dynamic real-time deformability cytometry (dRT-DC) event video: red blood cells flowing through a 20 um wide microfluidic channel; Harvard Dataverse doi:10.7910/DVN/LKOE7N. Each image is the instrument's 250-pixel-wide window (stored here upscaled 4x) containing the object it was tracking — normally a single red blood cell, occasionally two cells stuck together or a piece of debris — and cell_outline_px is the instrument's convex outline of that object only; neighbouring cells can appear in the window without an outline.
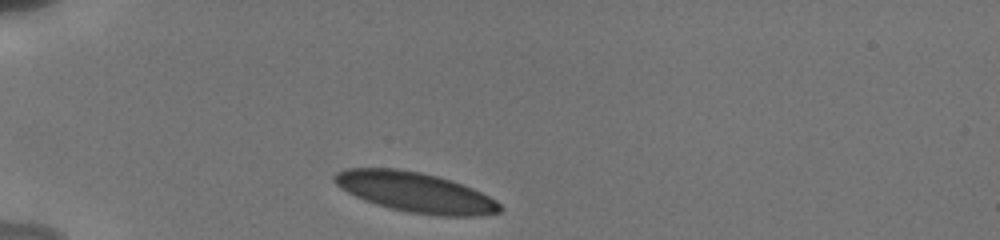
{"species": "human", "species_latin": "Homo sapiens", "temperature_condition": "cold", "stored_images_in_passage": 14, "camera_frame_rate_fps": 3000, "um_per_image_px": 0.085, "donor": {"sex": "male"}, "frame": {"image": 1, "passage_image": 1, "time_ms": 0.0, "image_size_px": [1000, 240], "cell_outline_px": [[504, 208], [500, 212], [484, 216], [440, 216], [408, 212], [376, 204], [364, 200], [340, 188], [332, 180], [332, 176], [336, 172], [344, 168], [396, 168], [420, 172], [452, 180], [472, 188], [496, 200]], "centroid_in_image_um": [35.31, 16.34], "position_along_channel_um": 49.7, "area_um2": 38.67}}
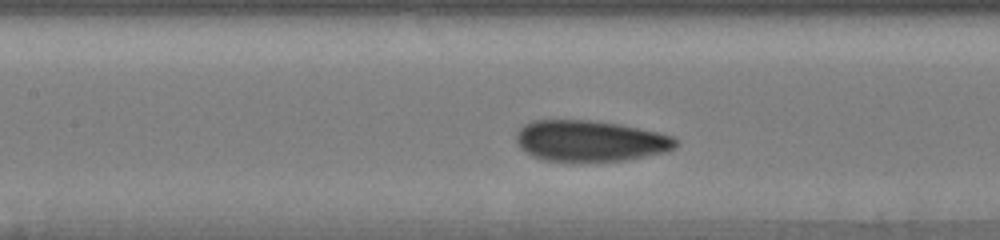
{"frame": {"image": 2, "passage_image": 9, "time_ms": 3.667, "image_size_px": [1000, 240], "cell_outline_px": [[680, 144], [676, 148], [668, 152], [624, 160], [544, 160], [532, 156], [520, 148], [516, 140], [516, 132], [524, 124], [532, 120], [592, 120], [620, 124], [656, 132], [672, 136]], "centroid_in_image_um": [50.17, 11.96], "position_along_channel_um": 157.2, "area_um2": 37.97}}
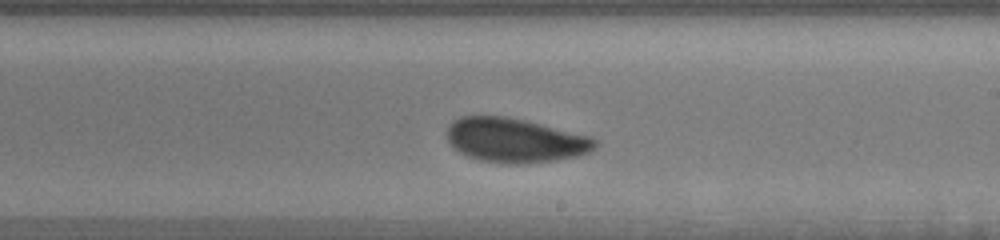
{"frame": {"image": 3, "passage_image": 14, "time_ms": 6.0, "image_size_px": [1000, 240], "cell_outline_px": [[600, 144], [596, 148], [588, 152], [576, 156], [556, 160], [524, 164], [504, 164], [480, 160], [468, 156], [460, 152], [448, 140], [448, 124], [452, 120], [460, 116], [508, 116], [592, 136], [600, 140]], "centroid_in_image_um": [43.83, 11.92], "position_along_channel_um": 245.2, "area_um2": 38.55}}